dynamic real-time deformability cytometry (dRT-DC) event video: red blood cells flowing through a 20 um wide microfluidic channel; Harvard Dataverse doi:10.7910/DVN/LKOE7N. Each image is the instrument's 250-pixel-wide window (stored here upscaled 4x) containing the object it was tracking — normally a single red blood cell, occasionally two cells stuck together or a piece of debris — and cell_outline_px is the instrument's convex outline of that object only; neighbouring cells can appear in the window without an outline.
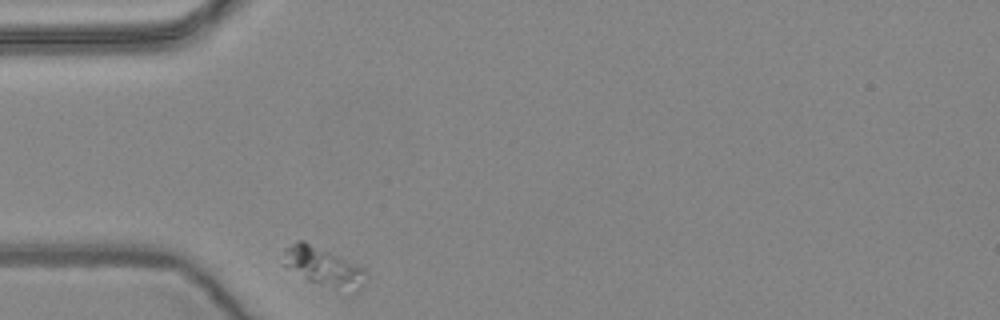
{"species": "common noctule bat (a hibernating species)", "species_latin": "Nyctalus noctula", "temperature_condition": "warm", "stored_images_in_passage": 34, "camera_frame_rate_fps": 3000, "um_per_image_px": 0.085, "animal": {"sex": "female", "body_mass_g": 24.6, "forearm_length_mm": 56.2}, "frame": {"image": 1, "passage_image": 1, "time_ms": 0.0, "image_size_px": [1000, 320], "cell_outline_px": [[364, 284], [352, 296], [344, 296], [308, 280], [284, 264], [284, 248], [296, 240], [304, 240], [364, 268]], "centroid_in_image_um": [27.55, 22.77], "position_along_channel_um": 57.4, "area_um2": 19.19}}
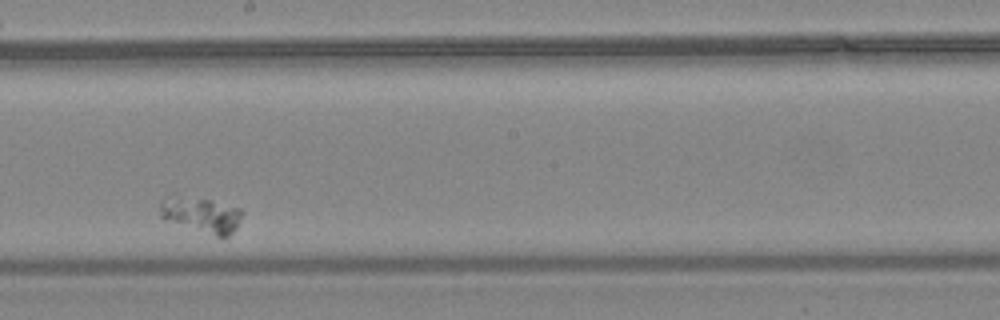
{"frame": {"image": 2, "passage_image": 20, "time_ms": 6.333, "image_size_px": [1000, 320], "cell_outline_px": [[244, 212], [236, 228], [228, 236], [216, 236], [160, 216], [160, 204], [168, 192], [176, 192], [240, 208]], "centroid_in_image_um": [17.08, 18.17], "position_along_channel_um": 231.1, "area_um2": 16.94}}
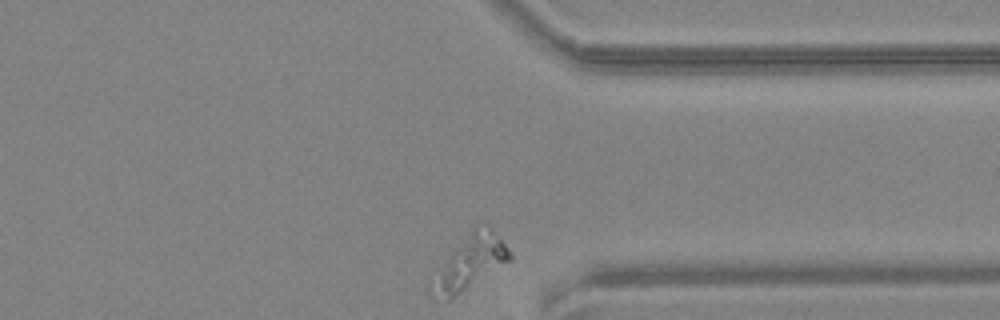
{"frame": {"image": 3, "passage_image": 34, "time_ms": 11.0, "image_size_px": [1000, 320], "cell_outline_px": [[512, 260], [448, 300], [444, 300], [428, 296], [428, 280], [476, 224], [500, 240], [508, 248], [512, 256]], "centroid_in_image_um": [39.83, 22.44], "position_along_channel_um": 371.6, "area_um2": 23.58}}